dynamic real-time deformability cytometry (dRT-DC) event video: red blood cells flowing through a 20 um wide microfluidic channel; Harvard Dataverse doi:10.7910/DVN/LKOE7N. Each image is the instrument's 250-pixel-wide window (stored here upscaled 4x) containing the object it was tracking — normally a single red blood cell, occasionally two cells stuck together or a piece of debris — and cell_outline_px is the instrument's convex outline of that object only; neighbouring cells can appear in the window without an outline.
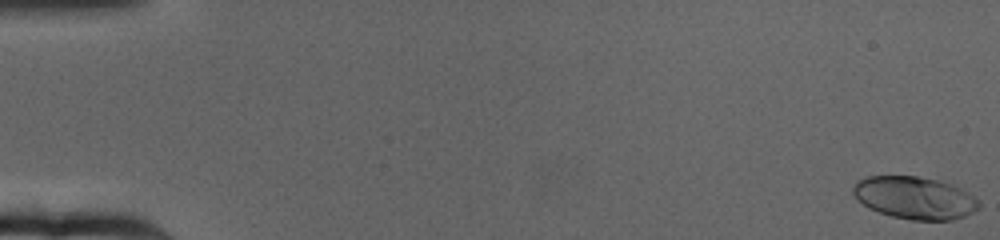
{"species": "human", "species_latin": "Homo sapiens", "temperature_condition": "cold", "stored_images_in_passage": 66, "camera_frame_rate_fps": 3000, "um_per_image_px": 0.085, "donor": {"sex": "female"}, "frame": {"image": 1, "passage_image": 1, "time_ms": 0.0, "image_size_px": [1000, 240], "cell_outline_px": [[980, 208], [964, 216], [952, 220], [912, 220], [892, 216], [868, 208], [856, 200], [852, 192], [852, 188], [856, 180], [868, 176], [916, 176], [940, 180], [952, 184], [960, 188], [980, 200]], "centroid_in_image_um": [77.73, 16.81], "position_along_channel_um": 7.3, "area_um2": 31.39}}
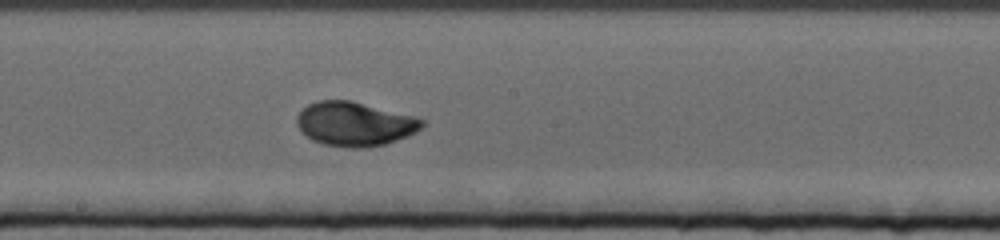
{"frame": {"image": 2, "passage_image": 37, "time_ms": 12.0, "image_size_px": [1000, 240], "cell_outline_px": [[428, 120], [416, 132], [408, 136], [384, 144], [364, 148], [348, 148], [324, 144], [312, 140], [300, 132], [296, 124], [296, 116], [308, 104], [316, 100], [352, 100], [416, 116]], "centroid_in_image_um": [30.15, 10.52], "position_along_channel_um": 218.0, "area_um2": 32.66}}
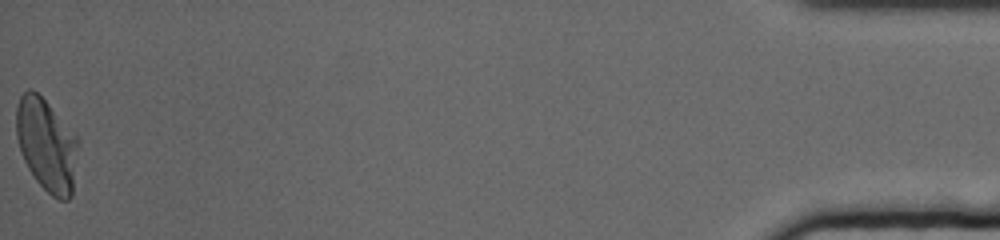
{"frame": {"image": 3, "passage_image": 66, "time_ms": 21.667, "image_size_px": [1000, 240], "cell_outline_px": [[80, 140], [72, 196], [68, 200], [60, 200], [52, 196], [36, 180], [28, 168], [20, 152], [16, 136], [16, 108], [20, 96], [28, 88], [32, 88], [48, 104]], "centroid_in_image_um": [3.97, 12.33], "position_along_channel_um": 431.2, "area_um2": 33.52}, "authors_computed_cell_mechanics": {"area_um2": 31.1542, "velocity_mm_per_s": 3.1423, "shape_relaxation_time_tau1_ms": 3.6356, "shape_relaxation_time_tau2_ms": null, "deformation_change_tau1": 0.1841, "deformation_change_tau2": null}}